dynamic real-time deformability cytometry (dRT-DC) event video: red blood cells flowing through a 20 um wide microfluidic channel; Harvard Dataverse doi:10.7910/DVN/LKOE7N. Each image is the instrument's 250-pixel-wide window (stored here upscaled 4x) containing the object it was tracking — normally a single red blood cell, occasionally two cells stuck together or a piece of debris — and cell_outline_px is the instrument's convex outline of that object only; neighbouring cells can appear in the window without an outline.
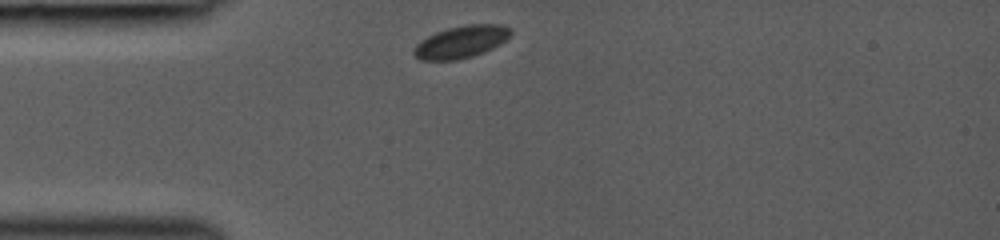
{"species": "common noctule bat (a hibernating species)", "species_latin": "Nyctalus noctula", "temperature_condition": "room temperature", "stored_images_in_passage": 27, "camera_frame_rate_fps": 3000, "um_per_image_px": 0.085, "animal": {"sex": "female", "body_mass_g": 19.0, "forearm_length_mm": 53.3}, "frame": {"image": 1, "passage_image": 1, "time_ms": 0.0, "image_size_px": [1000, 240], "cell_outline_px": [[512, 32], [500, 44], [484, 52], [472, 56], [456, 60], [420, 60], [412, 52], [412, 48], [420, 40], [436, 32], [448, 28], [468, 24], [500, 24], [512, 28]], "centroid_in_image_um": [39.18, 3.55], "position_along_channel_um": 45.8, "area_um2": 18.21}}
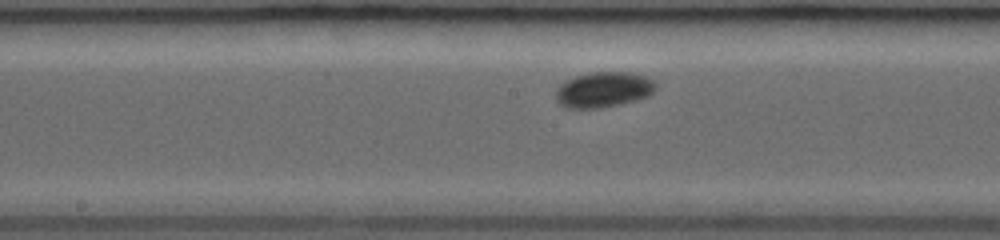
{"frame": {"image": 2, "passage_image": 13, "time_ms": 4.0, "image_size_px": [1000, 240], "cell_outline_px": [[656, 88], [648, 96], [620, 104], [600, 108], [564, 108], [556, 100], [556, 88], [564, 80], [588, 72], [628, 72], [644, 76], [652, 80], [656, 84]], "centroid_in_image_um": [51.25, 7.62], "position_along_channel_um": 197.0, "area_um2": 20.69}}
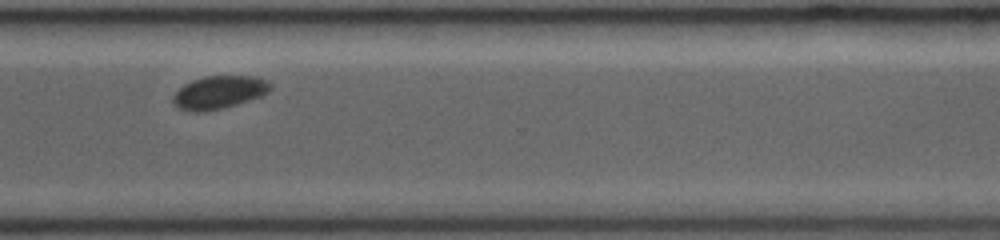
{"frame": {"image": 3, "passage_image": 26, "time_ms": 7.667, "image_size_px": [1000, 240], "cell_outline_px": [[272, 88], [268, 92], [260, 96], [224, 108], [204, 112], [188, 112], [176, 108], [172, 104], [172, 96], [184, 84], [192, 80], [204, 76], [256, 76], [268, 80], [272, 84]], "centroid_in_image_um": [18.59, 7.86], "position_along_channel_um": 352.0, "area_um2": 19.02}}